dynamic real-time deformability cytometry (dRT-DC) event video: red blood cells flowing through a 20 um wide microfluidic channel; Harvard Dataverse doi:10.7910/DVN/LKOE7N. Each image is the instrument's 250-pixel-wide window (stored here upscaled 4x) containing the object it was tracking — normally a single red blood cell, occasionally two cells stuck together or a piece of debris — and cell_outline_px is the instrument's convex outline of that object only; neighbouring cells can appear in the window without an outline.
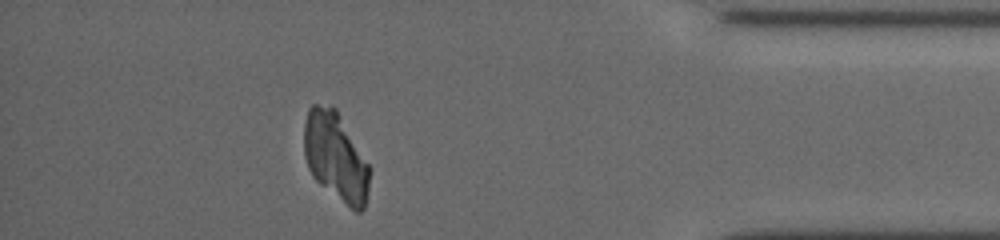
{"species": "common noctule bat (a hibernating species)", "species_latin": "Nyctalus noctula", "temperature_condition": "cold", "stored_images_in_passage": 46, "camera_frame_rate_fps": 3000, "um_per_image_px": 0.085, "animal": {"sex": "female", "body_mass_g": 19.5, "forearm_length_mm": 54.1}, "frame": {"image": 1, "passage_image": 41, "time_ms": 13.333, "image_size_px": [1000, 240], "cell_outline_px": [[368, 188], [364, 208], [360, 212], [356, 212], [320, 184], [312, 176], [308, 168], [304, 156], [304, 124], [308, 108], [312, 104], [332, 104], [336, 108], [368, 164]], "centroid_in_image_um": [28.49, 13.27], "position_along_channel_um": 406.7, "area_um2": 33.52}}